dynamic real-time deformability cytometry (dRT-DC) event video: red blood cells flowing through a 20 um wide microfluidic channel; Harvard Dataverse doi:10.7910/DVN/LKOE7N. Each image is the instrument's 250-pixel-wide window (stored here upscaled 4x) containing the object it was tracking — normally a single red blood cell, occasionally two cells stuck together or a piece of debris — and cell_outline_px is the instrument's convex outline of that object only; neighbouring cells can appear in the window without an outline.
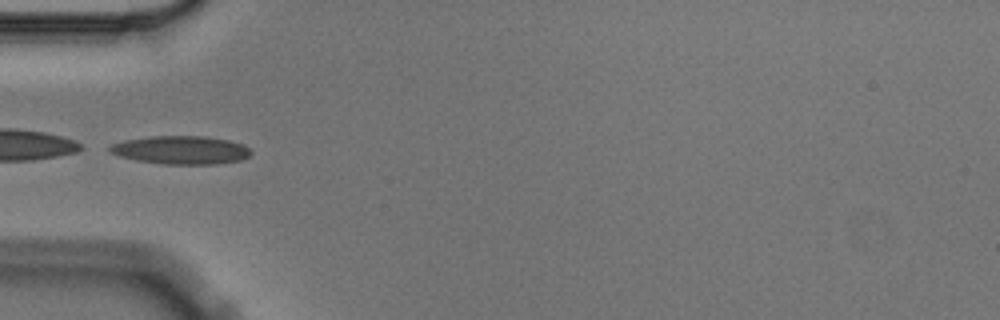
{"species": "Egyptian fruit bat (a non-hibernating species)", "species_latin": "Rousettus aegyptiacus", "temperature_condition": "cold", "stored_images_in_passage": 10, "camera_frame_rate_fps": 3000, "um_per_image_px": 0.085, "animal": {"sex": "male"}, "frame": {"image": 1, "passage_image": 4, "time_ms": 1.0, "image_size_px": [1000, 320], "cell_outline_px": [[252, 152], [248, 156], [240, 160], [216, 164], [164, 164], [136, 160], [120, 156], [112, 152], [108, 148], [112, 144], [124, 140], [152, 136], [204, 136], [228, 140], [244, 144]], "centroid_in_image_um": [15.4, 12.75], "position_along_channel_um": 69.6, "area_um2": 23.12}}
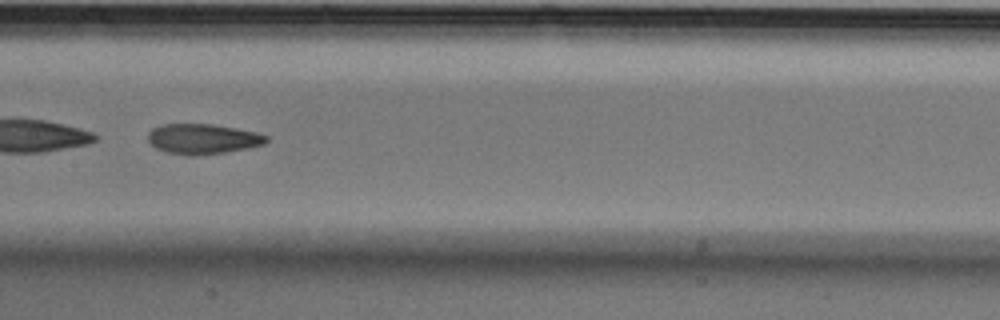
{"frame": {"image": 2, "passage_image": 7, "time_ms": 2.0, "image_size_px": [1000, 320], "cell_outline_px": [[268, 140], [264, 144], [248, 148], [224, 152], [196, 156], [184, 156], [164, 152], [156, 148], [148, 140], [148, 132], [152, 128], [160, 124], [212, 124], [256, 132], [268, 136]], "centroid_in_image_um": [17.2, 11.82], "position_along_channel_um": 190.2, "area_um2": 20.98}}
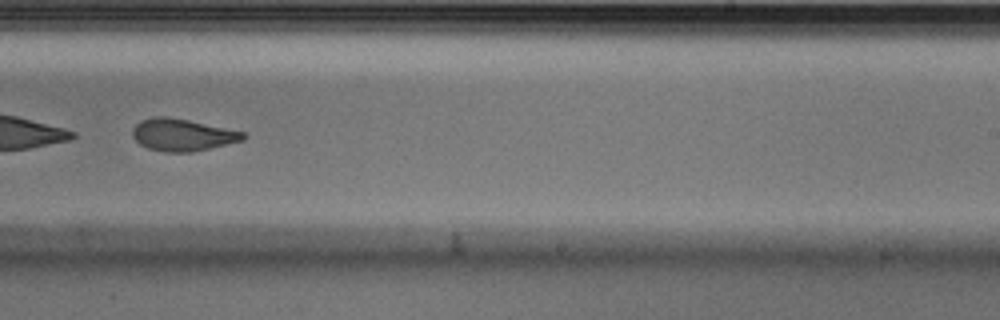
{"frame": {"image": 3, "passage_image": 9, "time_ms": 2.667, "image_size_px": [1000, 320], "cell_outline_px": [[248, 136], [244, 140], [192, 152], [164, 152], [148, 148], [140, 144], [132, 136], [132, 128], [140, 120], [152, 116], [164, 116], [188, 120], [244, 132]], "centroid_in_image_um": [15.48, 11.46], "position_along_channel_um": 273.5, "area_um2": 20.69}}